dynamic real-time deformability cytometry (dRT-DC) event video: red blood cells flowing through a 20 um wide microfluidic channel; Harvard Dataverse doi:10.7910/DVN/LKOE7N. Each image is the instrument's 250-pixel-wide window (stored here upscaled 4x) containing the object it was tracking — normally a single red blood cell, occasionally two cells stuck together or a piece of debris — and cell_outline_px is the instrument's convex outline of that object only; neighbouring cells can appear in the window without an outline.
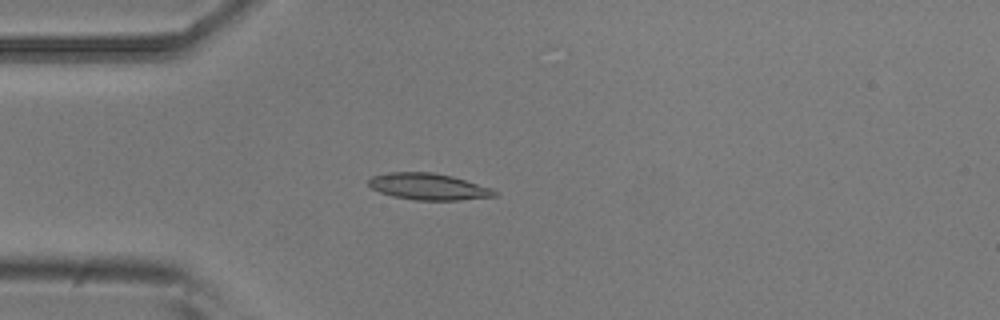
{"species": "common noctule bat (a hibernating species)", "species_latin": "Nyctalus noctula", "temperature_condition": "room temperature", "stored_images_in_passage": 6, "camera_frame_rate_fps": 3000, "um_per_image_px": 0.085, "animal": {"sex": "male", "body_mass_g": 20.5, "forearm_length_mm": 52.5}, "frame": {"image": 1, "passage_image": 4, "time_ms": 1.0, "image_size_px": [1000, 320], "cell_outline_px": [[496, 196], [460, 200], [416, 200], [392, 196], [380, 192], [372, 188], [368, 184], [368, 180], [372, 176], [388, 172], [432, 172], [452, 176], [492, 188], [496, 192]], "centroid_in_image_um": [36.4, 15.86], "position_along_channel_um": 48.6, "area_um2": 19.42}}
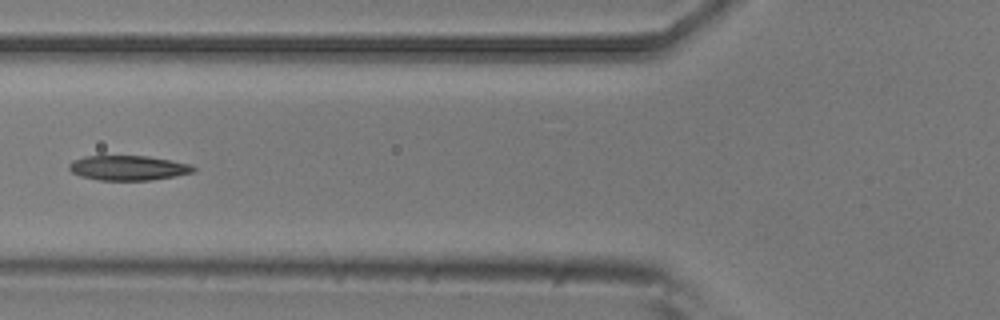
{"frame": {"image": 2, "passage_image": 6, "time_ms": 1.667, "image_size_px": [1000, 320], "cell_outline_px": [[196, 172], [176, 176], [152, 180], [100, 180], [80, 176], [72, 172], [68, 168], [68, 164], [72, 160], [84, 156], [148, 156], [192, 164], [196, 168]], "centroid_in_image_um": [10.92, 14.27], "position_along_channel_um": 114.9, "area_um2": 18.15}}